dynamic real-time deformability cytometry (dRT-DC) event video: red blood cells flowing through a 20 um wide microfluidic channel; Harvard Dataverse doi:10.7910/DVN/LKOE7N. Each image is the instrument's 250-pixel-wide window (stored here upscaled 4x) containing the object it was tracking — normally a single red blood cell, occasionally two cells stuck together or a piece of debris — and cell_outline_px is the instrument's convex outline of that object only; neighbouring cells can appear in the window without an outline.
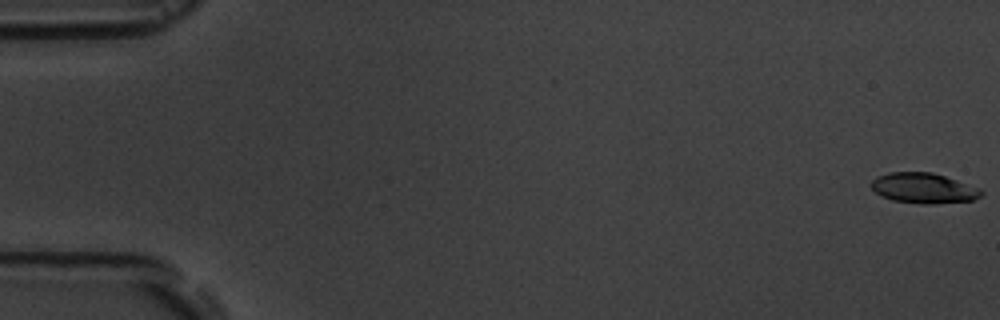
{"species": "common noctule bat (a hibernating species)", "species_latin": "Nyctalus noctula", "temperature_condition": "room temperature", "stored_images_in_passage": 5, "camera_frame_rate_fps": 3000, "um_per_image_px": 0.085, "animal": {"sex": "male", "body_mass_g": 19.5, "forearm_length_mm": 54.6}, "frame": {"image": 1, "passage_image": 1, "time_ms": 0.0, "image_size_px": [1000, 320], "cell_outline_px": [[984, 192], [980, 196], [972, 200], [928, 204], [924, 204], [892, 200], [876, 192], [872, 188], [872, 180], [876, 176], [888, 172], [932, 172], [980, 188]], "centroid_in_image_um": [78.5, 15.98], "position_along_channel_um": 6.5, "area_um2": 19.19}}
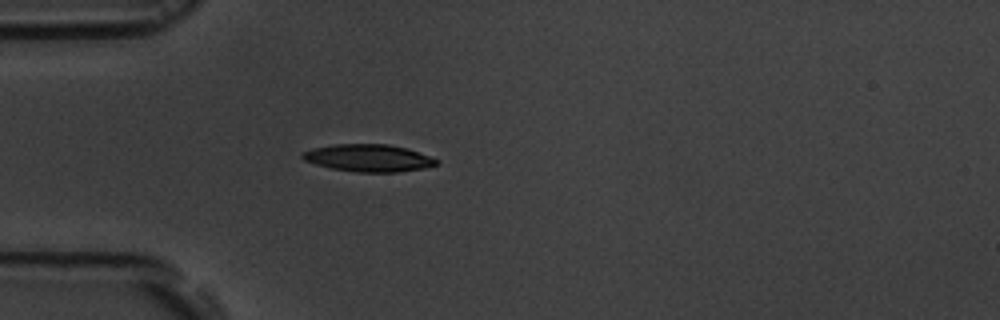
{"frame": {"image": 2, "passage_image": 5, "time_ms": 5.333, "image_size_px": [1000, 320], "cell_outline_px": [[436, 164], [424, 168], [400, 172], [356, 172], [332, 168], [316, 164], [304, 160], [300, 156], [300, 152], [312, 148], [332, 144], [388, 144], [404, 148], [428, 156], [436, 160]], "centroid_in_image_um": [31.23, 13.42], "position_along_channel_um": 53.8, "area_um2": 21.1}}